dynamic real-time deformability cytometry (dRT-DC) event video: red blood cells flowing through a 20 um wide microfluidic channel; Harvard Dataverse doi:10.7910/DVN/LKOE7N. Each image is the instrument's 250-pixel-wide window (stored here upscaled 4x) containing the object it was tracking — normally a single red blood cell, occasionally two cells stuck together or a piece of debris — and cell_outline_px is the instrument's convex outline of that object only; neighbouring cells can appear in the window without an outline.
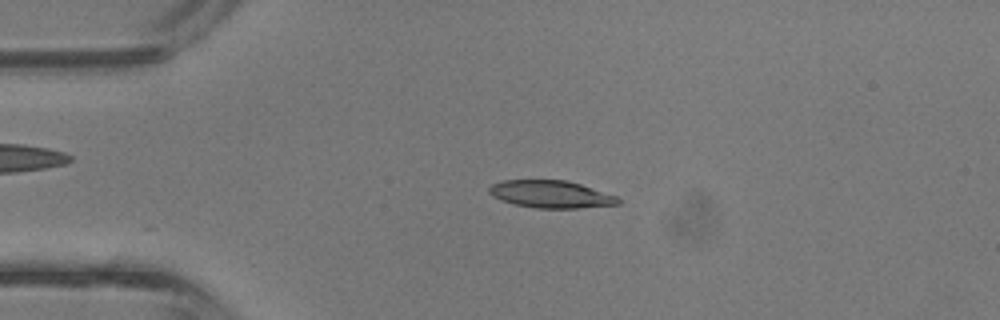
{"species": "common noctule bat (a hibernating species)", "species_latin": "Nyctalus noctula", "temperature_condition": "room temperature", "stored_images_in_passage": 42, "camera_frame_rate_fps": 3000, "um_per_image_px": 0.085, "animal": {"sex": "male", "body_mass_g": 13.3}, "frame": {"image": 1, "passage_image": 9, "time_ms": 2.667, "image_size_px": [1000, 320], "cell_outline_px": [[620, 204], [580, 208], [536, 208], [516, 204], [500, 200], [492, 196], [488, 192], [488, 188], [492, 184], [504, 180], [564, 180], [580, 184], [616, 196], [620, 200]], "centroid_in_image_um": [46.8, 16.51], "position_along_channel_um": 38.2, "area_um2": 20.46}}
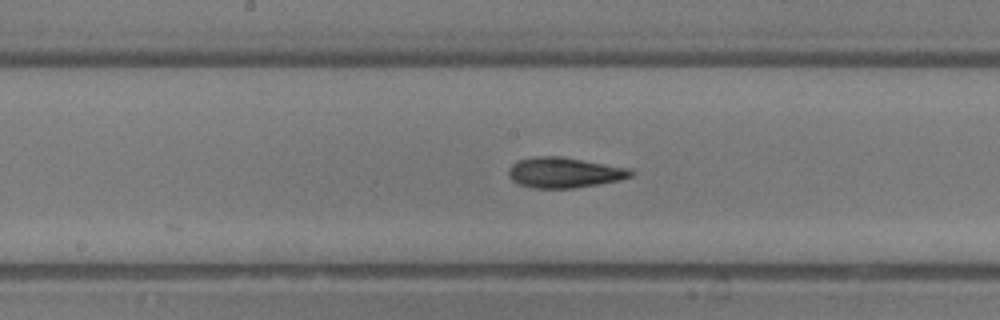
{"frame": {"image": 2, "passage_image": 21, "time_ms": 6.667, "image_size_px": [1000, 320], "cell_outline_px": [[636, 172], [632, 176], [620, 180], [572, 188], [532, 188], [520, 184], [512, 180], [508, 176], [508, 168], [516, 160], [536, 156], [560, 156], [628, 168]], "centroid_in_image_um": [47.93, 14.66], "position_along_channel_um": 200.3, "area_um2": 21.62}}
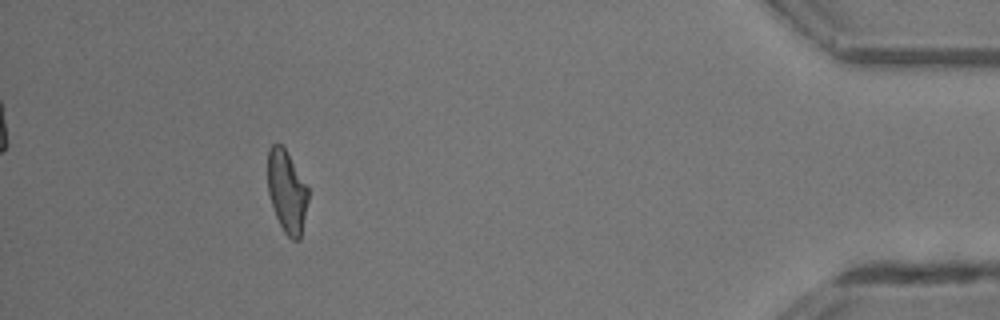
{"frame": {"image": 3, "passage_image": 38, "time_ms": 12.333, "image_size_px": [1000, 320], "cell_outline_px": [[308, 200], [300, 240], [292, 240], [284, 232], [276, 216], [268, 192], [268, 148], [272, 144], [280, 144], [284, 148], [308, 188]], "centroid_in_image_um": [24.38, 16.3], "position_along_channel_um": 410.8, "area_um2": 19.07}, "authors_computed_cell_mechanics": {"area_um2": 20.6635, "velocity_mm_per_s": 4.8348, "shape_relaxation_time_tau1_ms": 6.2764, "shape_relaxation_time_tau2_ms": 2.1212, "deformation_change_tau1": 0.1996, "deformation_change_tau2": 0.0924}}